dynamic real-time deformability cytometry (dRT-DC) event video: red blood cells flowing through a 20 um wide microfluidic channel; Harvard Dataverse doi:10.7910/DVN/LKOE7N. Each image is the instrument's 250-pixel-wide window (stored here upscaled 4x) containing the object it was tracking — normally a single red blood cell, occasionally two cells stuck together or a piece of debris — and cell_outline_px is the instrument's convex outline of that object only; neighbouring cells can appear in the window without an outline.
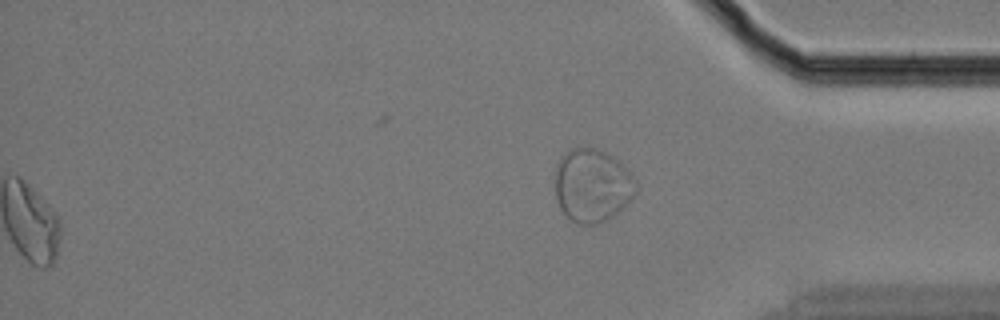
{"species": "Egyptian fruit bat (a non-hibernating species)", "species_latin": "Rousettus aegyptiacus", "temperature_condition": "cold", "stored_images_in_passage": 59, "segment_of_instrument_passage": [2, 2], "camera_frame_rate_fps": 3000, "um_per_image_px": 0.085, "animal": {"sex": "female"}, "frame": {"image": 1, "passage_image": 59, "time_ms": 19.333, "image_size_px": [1000, 320], "cell_outline_px": [[636, 192], [612, 216], [600, 224], [576, 224], [560, 208], [556, 200], [556, 164], [560, 156], [564, 152], [572, 148], [596, 148], [612, 156], [628, 168], [636, 180]], "centroid_in_image_um": [50.32, 15.74], "position_along_channel_um": 384.9, "area_um2": 34.39}}